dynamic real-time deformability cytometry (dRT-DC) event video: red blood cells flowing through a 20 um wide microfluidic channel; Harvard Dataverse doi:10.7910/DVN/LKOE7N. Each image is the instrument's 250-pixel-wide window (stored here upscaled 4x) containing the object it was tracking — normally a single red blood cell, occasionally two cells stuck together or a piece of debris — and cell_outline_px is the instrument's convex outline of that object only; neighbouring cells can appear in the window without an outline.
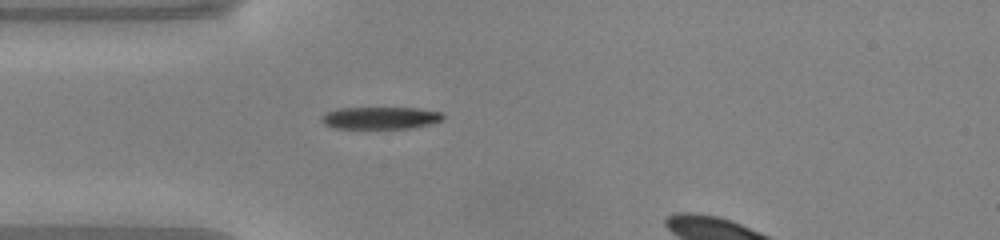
{"species": "common noctule bat (a hibernating species)", "species_latin": "Nyctalus noctula", "temperature_condition": "warm", "stored_images_in_passage": 31, "camera_frame_rate_fps": 3000, "um_per_image_px": 0.085, "animal": {"sex": "male", "body_mass_g": 20.0, "forearm_length_mm": 53.3}, "frame": {"image": 1, "passage_image": 1, "time_ms": 0.0, "image_size_px": [1000, 240], "cell_outline_px": [[444, 120], [412, 128], [332, 128], [324, 124], [320, 120], [320, 116], [324, 112], [336, 108], [420, 108], [444, 112]], "centroid_in_image_um": [32.31, 10.01], "position_along_channel_um": 52.7, "area_um2": 16.01}}
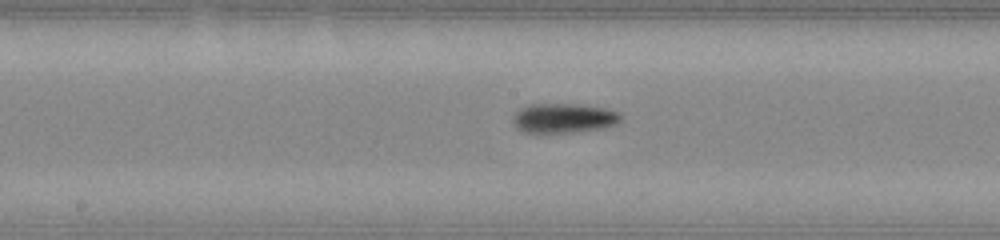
{"frame": {"image": 2, "passage_image": 12, "time_ms": 3.667, "image_size_px": [1000, 240], "cell_outline_px": [[620, 120], [616, 124], [604, 128], [576, 132], [524, 132], [512, 120], [512, 116], [520, 108], [528, 104], [576, 104], [604, 108], [620, 112]], "centroid_in_image_um": [47.93, 10.03], "position_along_channel_um": 200.3, "area_um2": 18.44}}
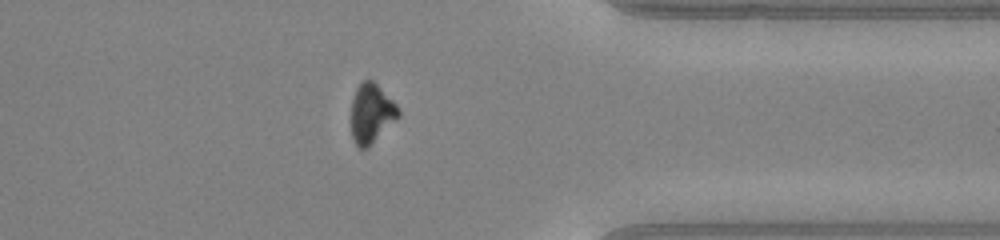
{"frame": {"image": 3, "passage_image": 26, "time_ms": 8.333, "image_size_px": [1000, 240], "cell_outline_px": [[400, 116], [368, 148], [360, 148], [356, 144], [352, 136], [352, 96], [360, 80], [372, 80], [400, 108]], "centroid_in_image_um": [31.57, 9.63], "position_along_channel_um": 379.8, "area_um2": 16.3}, "authors_computed_cell_mechanics": {"area_um2": 17.918, "velocity_mm_per_s": 4.125, "shape_relaxation_time_tau1_ms": 3.3882, "shape_relaxation_time_tau2_ms": null, "deformation_change_tau1": 0.1443, "deformation_change_tau2": null}}